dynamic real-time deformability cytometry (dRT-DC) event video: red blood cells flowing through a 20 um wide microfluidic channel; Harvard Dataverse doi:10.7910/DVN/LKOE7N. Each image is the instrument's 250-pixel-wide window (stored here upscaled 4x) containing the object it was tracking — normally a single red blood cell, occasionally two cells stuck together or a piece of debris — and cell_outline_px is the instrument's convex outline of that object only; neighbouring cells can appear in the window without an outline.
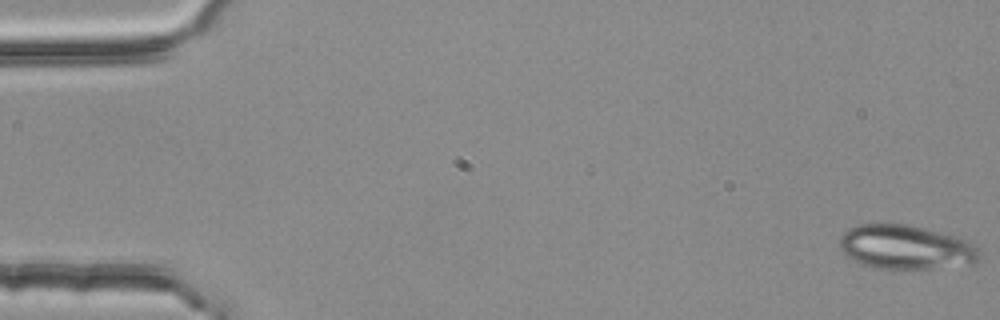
{"species": "common noctule bat (a hibernating species)", "species_latin": "Nyctalus noctula", "temperature_condition": "room temperature", "stored_images_in_passage": 15, "camera_frame_rate_fps": 3000, "um_per_image_px": 0.085, "animal": {"sex": "female", "body_mass_g": 25.1}, "frame": {"image": 1, "passage_image": 1, "time_ms": 0.0, "image_size_px": [1000, 320], "cell_outline_px": [[980, 260], [976, 264], [928, 268], [876, 268], [864, 264], [848, 256], [840, 248], [840, 236], [848, 228], [856, 224], [908, 224], [928, 228], [956, 236], [968, 240], [980, 252]], "centroid_in_image_um": [77.03, 20.99], "position_along_channel_um": 8.0, "area_um2": 36.01}}